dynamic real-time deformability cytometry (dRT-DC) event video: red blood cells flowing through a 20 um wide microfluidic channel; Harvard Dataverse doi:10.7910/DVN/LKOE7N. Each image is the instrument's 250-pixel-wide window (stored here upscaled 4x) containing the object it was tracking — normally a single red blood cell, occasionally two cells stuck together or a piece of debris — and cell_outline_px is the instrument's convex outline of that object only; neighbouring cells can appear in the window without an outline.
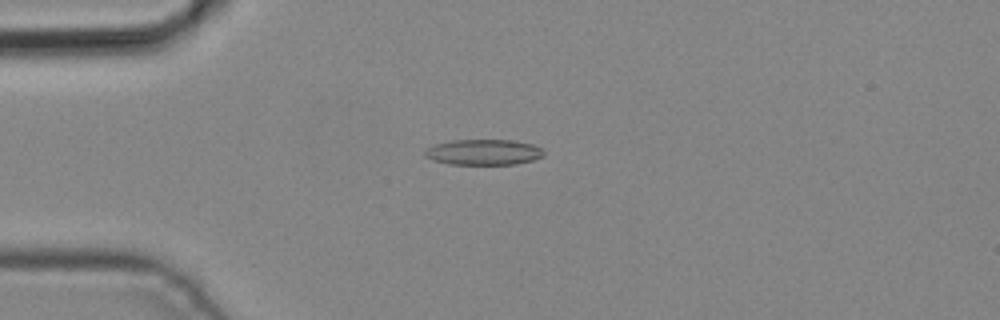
{"species": "common noctule bat (a hibernating species)", "species_latin": "Nyctalus noctula", "temperature_condition": "cold", "stored_images_in_passage": 3, "camera_frame_rate_fps": 3000, "um_per_image_px": 0.085, "animal": {"sex": "male", "body_mass_g": 19.2, "forearm_length_mm": 51.8}, "frame": {"image": 1, "passage_image": 3, "time_ms": 0.667, "image_size_px": [1000, 320], "cell_outline_px": [[544, 156], [532, 160], [516, 164], [448, 164], [432, 160], [424, 156], [424, 148], [436, 144], [452, 140], [512, 140], [532, 144], [540, 148], [544, 152]], "centroid_in_image_um": [41.06, 12.93], "position_along_channel_um": 43.9, "area_um2": 17.8}}